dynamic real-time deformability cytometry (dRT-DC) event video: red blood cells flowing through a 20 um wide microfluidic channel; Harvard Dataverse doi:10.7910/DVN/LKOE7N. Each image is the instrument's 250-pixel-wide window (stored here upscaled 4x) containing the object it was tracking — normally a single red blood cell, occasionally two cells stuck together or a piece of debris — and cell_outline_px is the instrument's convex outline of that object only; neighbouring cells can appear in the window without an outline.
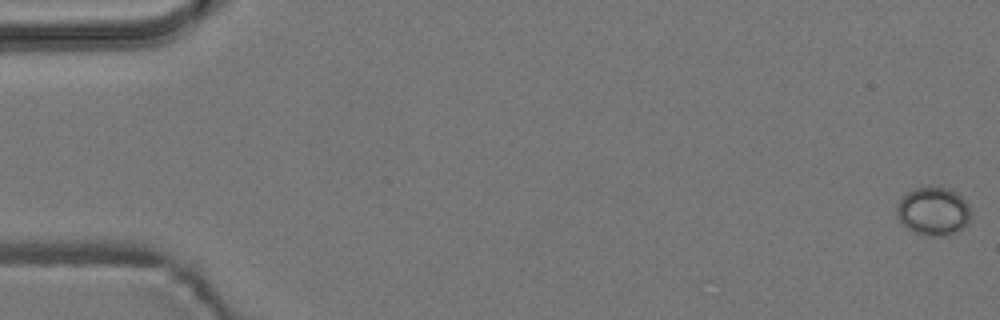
{"species": "common noctule bat (a hibernating species)", "species_latin": "Nyctalus noctula", "temperature_condition": "room temperature", "stored_images_in_passage": 5, "camera_frame_rate_fps": 3000, "um_per_image_px": 0.085, "animal": {"sex": "male", "body_mass_g": 19.2, "forearm_length_mm": 51.8}, "frame": {"image": 1, "passage_image": 1, "time_ms": 0.0, "image_size_px": [1000, 320], "cell_outline_px": [[968, 220], [964, 228], [948, 236], [920, 236], [912, 232], [900, 224], [896, 212], [896, 204], [908, 192], [916, 188], [948, 188], [956, 192], [968, 204]], "centroid_in_image_um": [79.28, 18.01], "position_along_channel_um": 5.7, "area_um2": 20.87}}
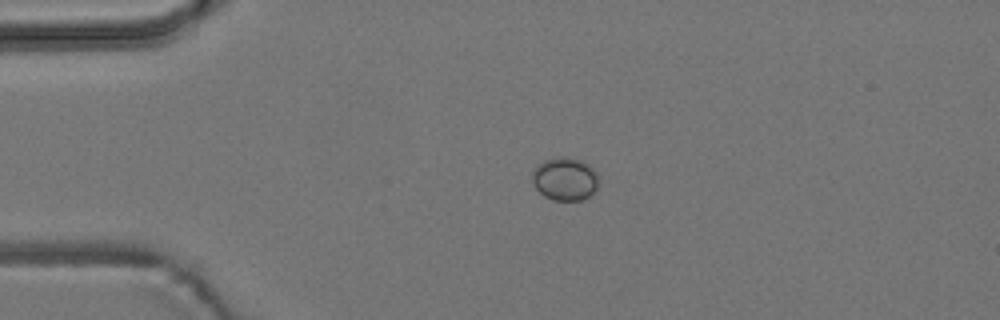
{"frame": {"image": 2, "passage_image": 4, "time_ms": 4.0, "image_size_px": [1000, 320], "cell_outline_px": [[596, 188], [588, 196], [580, 200], [552, 200], [544, 196], [536, 188], [532, 180], [532, 172], [536, 164], [544, 160], [560, 156], [580, 160], [588, 164], [596, 172]], "centroid_in_image_um": [47.96, 15.2], "position_along_channel_um": 37.0, "area_um2": 16.47}}
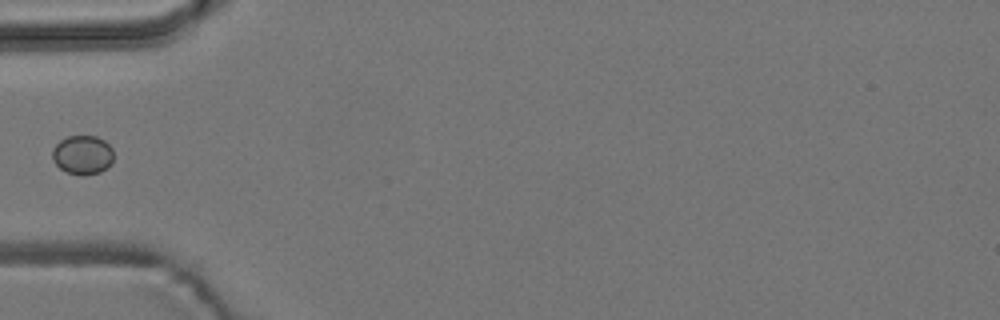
{"frame": {"image": 3, "passage_image": 5, "time_ms": 6.0, "image_size_px": [1000, 320], "cell_outline_px": [[112, 164], [100, 172], [84, 176], [80, 176], [68, 172], [60, 168], [52, 160], [52, 148], [60, 140], [68, 136], [96, 136], [104, 140], [112, 148]], "centroid_in_image_um": [7.01, 13.17], "position_along_channel_um": 78.0, "area_um2": 14.05}}